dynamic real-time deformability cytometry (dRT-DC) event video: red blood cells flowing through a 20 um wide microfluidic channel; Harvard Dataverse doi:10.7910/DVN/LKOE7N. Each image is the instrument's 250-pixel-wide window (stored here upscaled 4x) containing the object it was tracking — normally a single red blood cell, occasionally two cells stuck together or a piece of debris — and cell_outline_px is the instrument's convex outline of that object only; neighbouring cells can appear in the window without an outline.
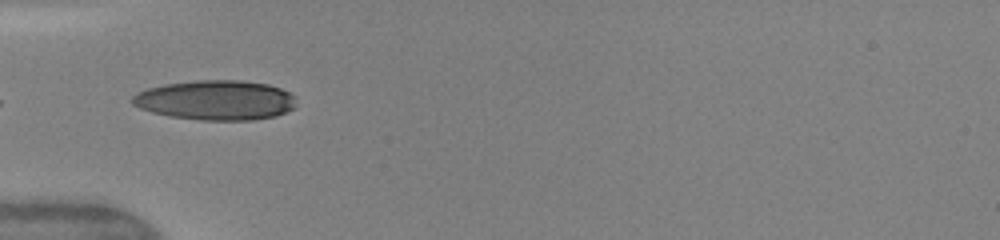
{"species": "human", "species_latin": "Homo sapiens", "temperature_condition": "warm", "stored_images_in_passage": 9, "camera_frame_rate_fps": 3000, "um_per_image_px": 0.085, "donor": {"sex": "female"}, "frame": {"image": 1, "passage_image": 1, "time_ms": 0.0, "image_size_px": [1000, 240], "cell_outline_px": [[296, 108], [276, 116], [252, 120], [200, 120], [168, 116], [152, 112], [140, 108], [132, 104], [128, 100], [136, 92], [148, 88], [168, 84], [196, 80], [240, 80], [268, 84], [280, 88], [296, 96]], "centroid_in_image_um": [18.34, 8.52], "position_along_channel_um": 66.7, "area_um2": 38.32}}